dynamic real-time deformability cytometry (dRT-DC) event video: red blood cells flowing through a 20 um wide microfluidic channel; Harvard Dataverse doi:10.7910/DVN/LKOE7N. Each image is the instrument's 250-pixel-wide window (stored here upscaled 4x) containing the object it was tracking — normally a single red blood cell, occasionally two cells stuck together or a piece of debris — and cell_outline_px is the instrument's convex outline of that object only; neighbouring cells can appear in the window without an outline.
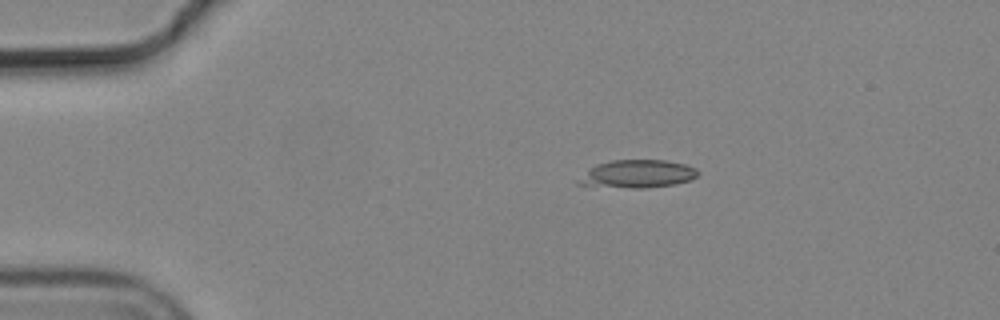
{"species": "common noctule bat (a hibernating species)", "species_latin": "Nyctalus noctula", "temperature_condition": "cold", "stored_images_in_passage": 7, "camera_frame_rate_fps": 3000, "um_per_image_px": 0.085, "animal": {"sex": "male", "body_mass_g": 19.2, "forearm_length_mm": 51.8}, "frame": {"image": 1, "passage_image": 1, "time_ms": 0.0, "image_size_px": [1000, 320], "cell_outline_px": [[700, 172], [696, 176], [688, 180], [672, 184], [648, 188], [632, 188], [576, 184], [576, 180], [588, 168], [596, 164], [612, 160], [664, 160], [684, 164], [696, 168]], "centroid_in_image_um": [54.13, 14.77], "position_along_channel_um": 30.9, "area_um2": 19.36}}